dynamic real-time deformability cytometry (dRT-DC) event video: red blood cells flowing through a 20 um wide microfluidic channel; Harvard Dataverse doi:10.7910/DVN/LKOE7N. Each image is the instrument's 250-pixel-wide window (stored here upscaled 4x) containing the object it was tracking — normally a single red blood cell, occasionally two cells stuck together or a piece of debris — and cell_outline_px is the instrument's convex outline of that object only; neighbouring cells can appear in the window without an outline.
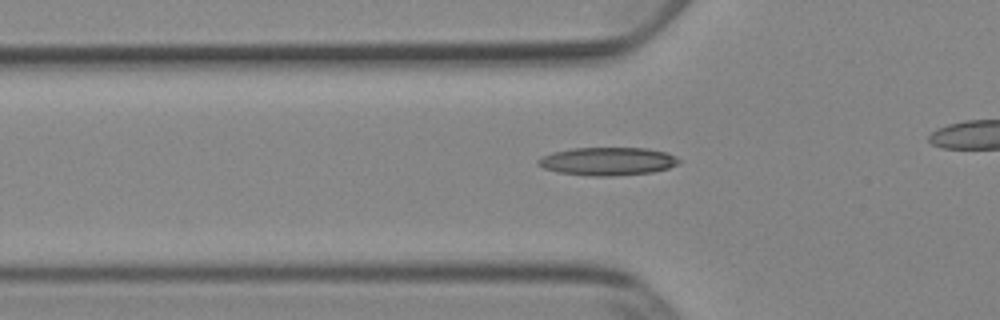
{"species": "Egyptian fruit bat (a non-hibernating species)", "species_latin": "Rousettus aegyptiacus", "temperature_condition": "cold", "stored_images_in_passage": 43, "camera_frame_rate_fps": 3000, "um_per_image_px": 0.085, "animal": {"sex": "female"}, "frame": {"image": 1, "passage_image": 18, "time_ms": 5.667, "image_size_px": [1000, 320], "cell_outline_px": [[680, 164], [668, 168], [652, 172], [612, 176], [588, 176], [556, 172], [544, 168], [536, 164], [536, 160], [552, 152], [572, 148], [648, 148], [668, 152], [676, 156], [680, 160]], "centroid_in_image_um": [51.66, 13.71], "position_along_channel_um": 74.1, "area_um2": 23.29}}
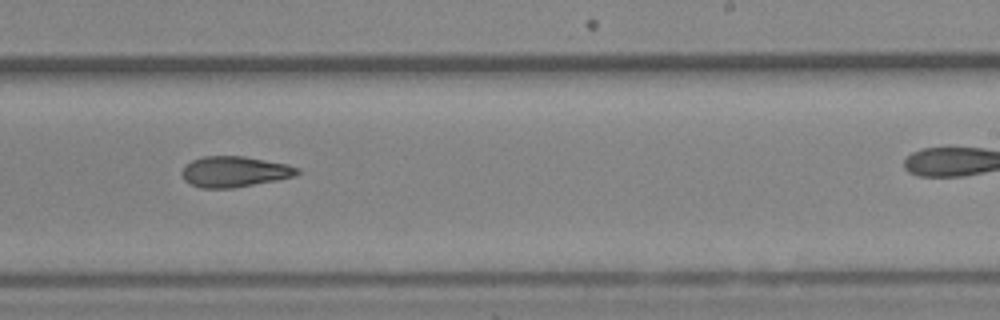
{"frame": {"image": 2, "passage_image": 33, "time_ms": 10.667, "image_size_px": [1000, 320], "cell_outline_px": [[300, 172], [292, 176], [276, 180], [232, 188], [200, 188], [184, 180], [180, 172], [192, 160], [204, 156], [244, 156], [288, 164], [300, 168]], "centroid_in_image_um": [19.93, 14.59], "position_along_channel_um": 269.1, "area_um2": 20.52}}
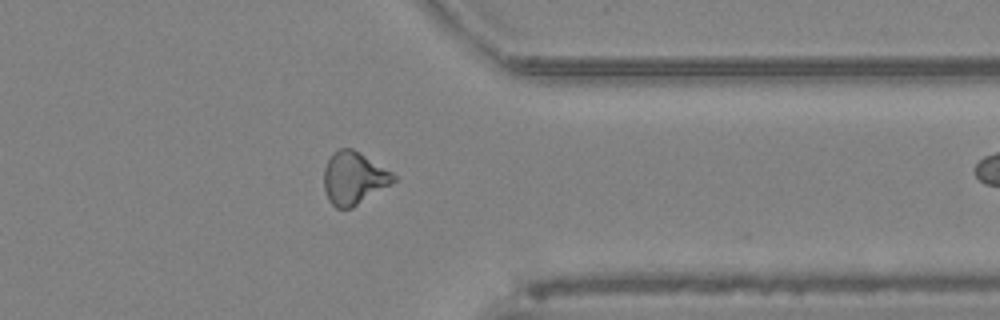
{"frame": {"image": 3, "passage_image": 42, "time_ms": 13.667, "image_size_px": [1000, 320], "cell_outline_px": [[396, 180], [352, 208], [336, 208], [328, 200], [324, 188], [324, 168], [332, 152], [340, 148], [352, 148], [360, 152], [392, 172], [396, 176]], "centroid_in_image_um": [30.05, 15.12], "position_along_channel_um": 381.4, "area_um2": 21.21}}